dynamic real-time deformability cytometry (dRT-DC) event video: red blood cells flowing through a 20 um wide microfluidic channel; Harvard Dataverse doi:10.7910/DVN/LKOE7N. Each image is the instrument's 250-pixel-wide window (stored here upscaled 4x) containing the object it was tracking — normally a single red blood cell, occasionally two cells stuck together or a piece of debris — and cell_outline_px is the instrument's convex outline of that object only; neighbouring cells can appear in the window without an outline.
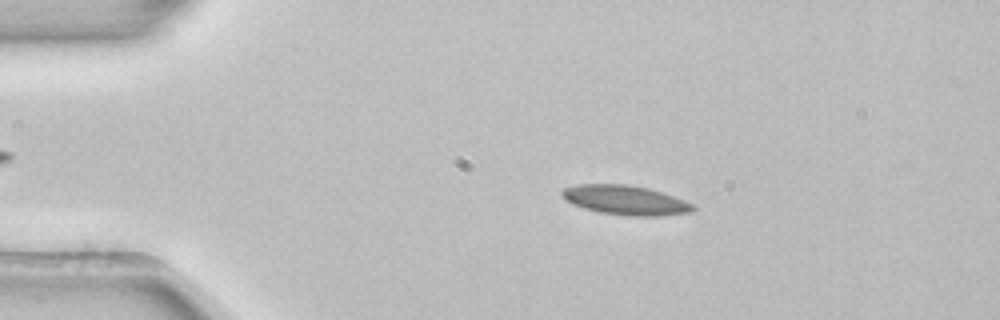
{"species": "common noctule bat (a hibernating species)", "species_latin": "Nyctalus noctula", "temperature_condition": "room temperature", "stored_images_in_passage": 52, "camera_frame_rate_fps": 3000, "um_per_image_px": 0.085, "animal": {"sex": "female", "body_mass_g": 22.7, "forearm_length_mm": 54.2}, "frame": {"image": 1, "passage_image": 10, "time_ms": 3.0, "image_size_px": [1000, 320], "cell_outline_px": [[696, 208], [692, 212], [660, 216], [628, 216], [600, 212], [584, 208], [572, 204], [564, 200], [560, 192], [564, 188], [576, 184], [628, 184], [648, 188], [684, 200], [692, 204]], "centroid_in_image_um": [53.13, 17.01], "position_along_channel_um": 31.9, "area_um2": 22.54}}
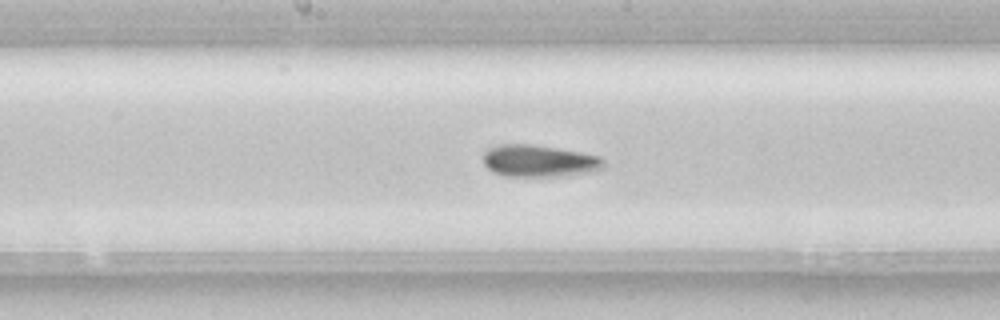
{"frame": {"image": 2, "passage_image": 27, "time_ms": 8.667, "image_size_px": [1000, 320], "cell_outline_px": [[604, 168], [588, 172], [564, 176], [504, 176], [492, 172], [484, 164], [484, 152], [488, 148], [496, 144], [532, 144], [580, 152], [600, 156], [604, 160]], "centroid_in_image_um": [45.8, 13.67], "position_along_channel_um": 202.4, "area_um2": 22.54}}
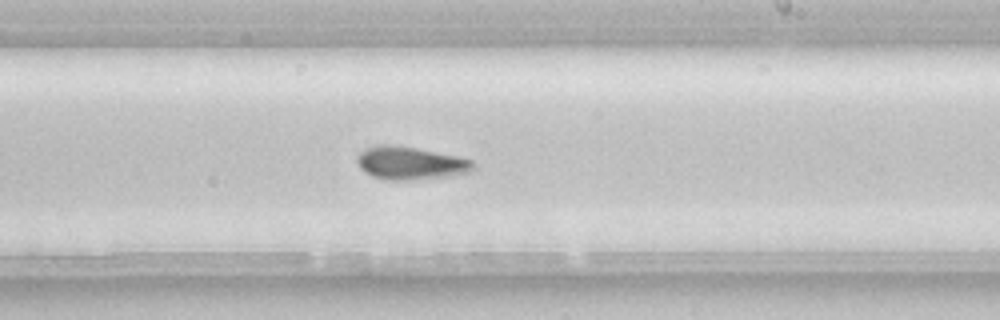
{"frame": {"image": 3, "passage_image": 31, "time_ms": 10.0, "image_size_px": [1000, 320], "cell_outline_px": [[476, 168], [472, 172], [448, 176], [404, 180], [384, 180], [372, 176], [364, 172], [360, 168], [356, 160], [356, 156], [364, 148], [376, 144], [392, 144], [416, 148], [456, 156], [472, 160], [476, 164]], "centroid_in_image_um": [34.86, 13.86], "position_along_channel_um": 254.1, "area_um2": 22.54}, "authors_computed_cell_mechanics": {"area_um2": 21.7328, "velocity_mm_per_s": 3.904, "shape_relaxation_time_tau1_ms": 5.594, "shape_relaxation_time_tau2_ms": 8.7844, "deformation_change_tau1": 0.1227, "deformation_change_tau2": 0.1398}}